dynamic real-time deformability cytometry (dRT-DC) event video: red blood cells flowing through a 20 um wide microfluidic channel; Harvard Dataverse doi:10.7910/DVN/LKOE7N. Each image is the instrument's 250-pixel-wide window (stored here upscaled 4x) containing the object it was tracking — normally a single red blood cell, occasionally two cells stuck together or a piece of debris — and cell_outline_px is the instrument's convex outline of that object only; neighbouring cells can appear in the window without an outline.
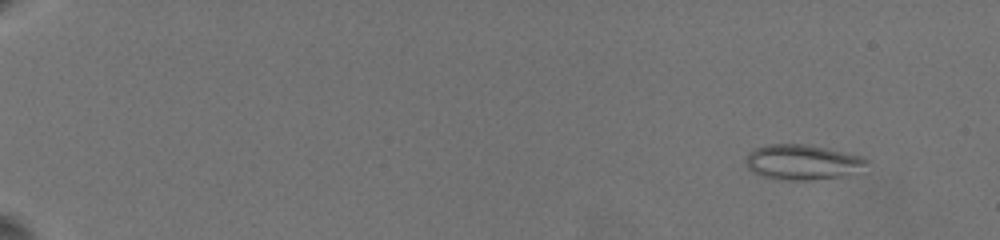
{"species": "common noctule bat (a hibernating species)", "species_latin": "Nyctalus noctula", "temperature_condition": "warm", "stored_images_in_passage": 46, "camera_frame_rate_fps": 3000, "um_per_image_px": 0.085, "animal": {"sex": "female", "body_mass_g": 19.5, "forearm_length_mm": 54.1}, "frame": {"image": 1, "passage_image": 3, "time_ms": 1.0, "image_size_px": [1000, 240], "cell_outline_px": [[868, 160], [840, 176], [808, 180], [780, 180], [764, 176], [748, 168], [744, 164], [748, 156], [756, 148], [768, 144], [804, 144], [864, 156]], "centroid_in_image_um": [68.09, 13.77], "position_along_channel_um": 16.9, "area_um2": 23.7}}
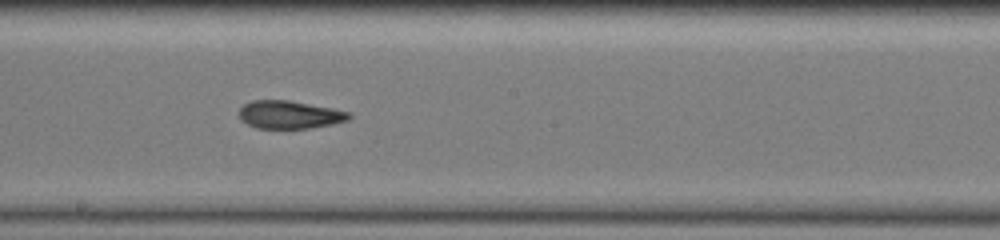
{"frame": {"image": 2, "passage_image": 31, "time_ms": 12.0, "image_size_px": [1000, 240], "cell_outline_px": [[352, 116], [348, 120], [332, 124], [308, 128], [256, 128], [240, 120], [240, 108], [244, 104], [252, 100], [288, 100], [332, 108], [352, 112]], "centroid_in_image_um": [24.62, 9.74], "position_along_channel_um": 223.6, "area_um2": 17.86}}
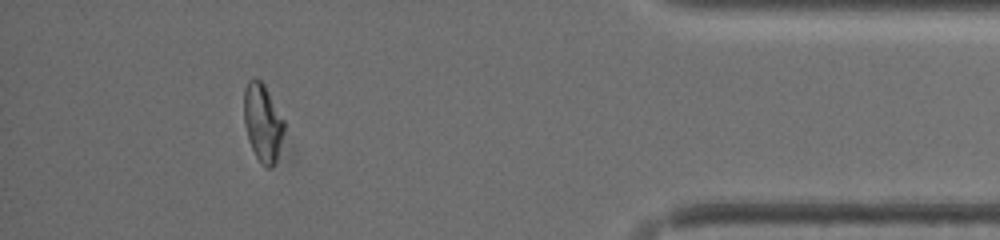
{"frame": {"image": 3, "passage_image": 43, "time_ms": 18.333, "image_size_px": [1000, 240], "cell_outline_px": [[284, 128], [276, 160], [272, 168], [268, 168], [256, 156], [248, 140], [244, 120], [244, 88], [248, 80], [260, 80], [264, 84], [284, 120]], "centroid_in_image_um": [22.31, 10.4], "position_along_channel_um": 412.9, "area_um2": 17.8}, "authors_computed_cell_mechanics": {"area_um2": 19.1896, "velocity_mm_per_s": 3.574, "shape_relaxation_time_tau1_ms": null, "shape_relaxation_time_tau2_ms": 2.9553, "deformation_change_tau1": null, "deformation_change_tau2": 0.114}}